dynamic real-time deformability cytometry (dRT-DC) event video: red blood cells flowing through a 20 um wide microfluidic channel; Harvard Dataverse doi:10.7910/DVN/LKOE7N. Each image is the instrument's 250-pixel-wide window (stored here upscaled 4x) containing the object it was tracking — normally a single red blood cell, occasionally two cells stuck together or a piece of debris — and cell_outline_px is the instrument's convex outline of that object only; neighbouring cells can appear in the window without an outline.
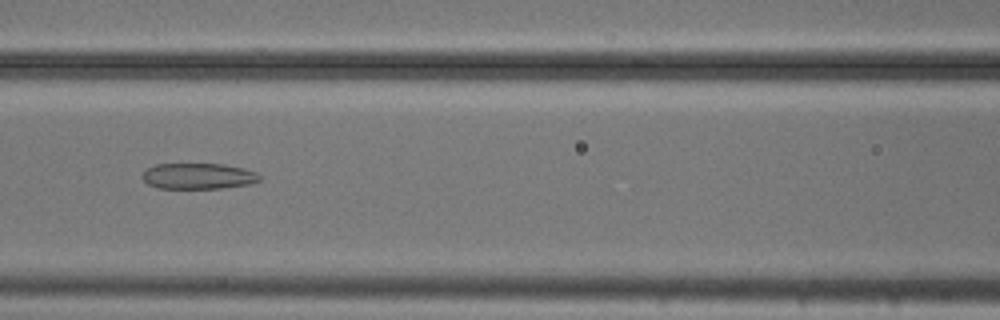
{"species": "common noctule bat (a hibernating species)", "species_latin": "Nyctalus noctula", "temperature_condition": "cold", "stored_images_in_passage": 40, "camera_frame_rate_fps": 3000, "um_per_image_px": 0.085, "animal": {"sex": "male", "body_mass_g": 20.5, "forearm_length_mm": 52.5}, "frame": {"image": 1, "passage_image": 15, "time_ms": 4.667, "image_size_px": [1000, 320], "cell_outline_px": [[260, 180], [252, 184], [224, 188], [156, 188], [148, 184], [140, 176], [148, 168], [156, 164], [224, 164], [244, 168], [256, 172], [260, 176]], "centroid_in_image_um": [16.87, 14.97], "position_along_channel_um": 149.7, "area_um2": 17.8}}
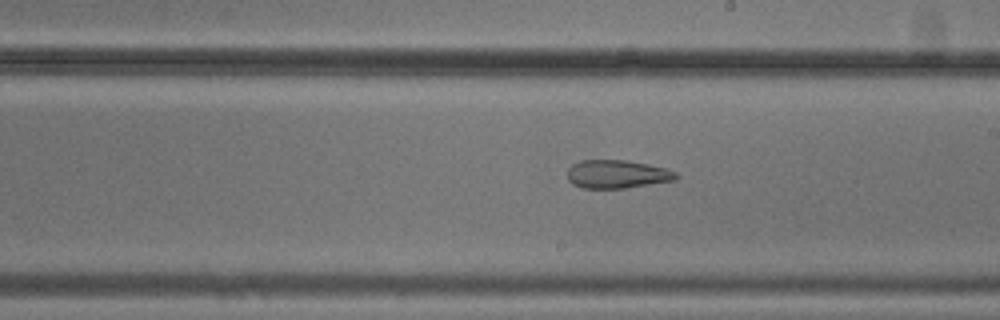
{"frame": {"image": 2, "passage_image": 22, "time_ms": 7.0, "image_size_px": [1000, 320], "cell_outline_px": [[680, 176], [676, 180], [624, 188], [580, 188], [572, 184], [568, 180], [568, 168], [572, 164], [580, 160], [628, 160], [648, 164], [664, 168], [676, 172]], "centroid_in_image_um": [52.44, 14.8], "position_along_channel_um": 236.6, "area_um2": 18.03}}
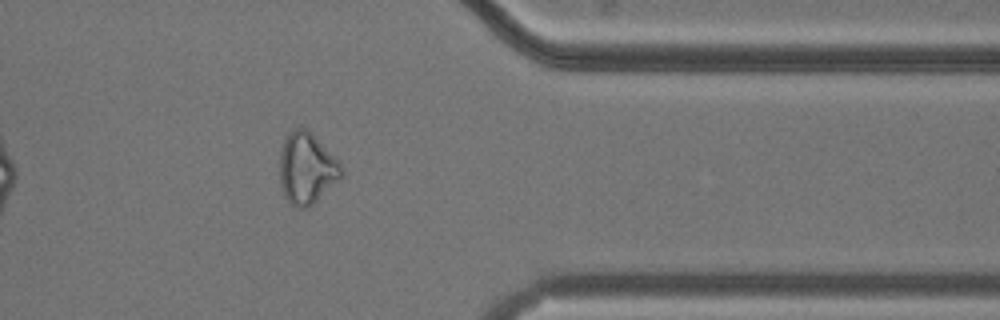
{"frame": {"image": 3, "passage_image": 35, "time_ms": 11.333, "image_size_px": [1000, 320], "cell_outline_px": [[344, 176], [340, 180], [312, 204], [304, 208], [296, 208], [284, 196], [280, 184], [280, 152], [284, 140], [288, 132], [296, 128], [304, 128], [344, 168]], "centroid_in_image_um": [26.05, 14.36], "position_along_channel_um": 385.3, "area_um2": 25.09}, "authors_computed_cell_mechanics": {"area_um2": 21.6172, "velocity_mm_per_s": 3.7315, "shape_relaxation_time_tau1_ms": null, "shape_relaxation_time_tau2_ms": 3.6124, "deformation_change_tau1": null, "deformation_change_tau2": 0.1146}}